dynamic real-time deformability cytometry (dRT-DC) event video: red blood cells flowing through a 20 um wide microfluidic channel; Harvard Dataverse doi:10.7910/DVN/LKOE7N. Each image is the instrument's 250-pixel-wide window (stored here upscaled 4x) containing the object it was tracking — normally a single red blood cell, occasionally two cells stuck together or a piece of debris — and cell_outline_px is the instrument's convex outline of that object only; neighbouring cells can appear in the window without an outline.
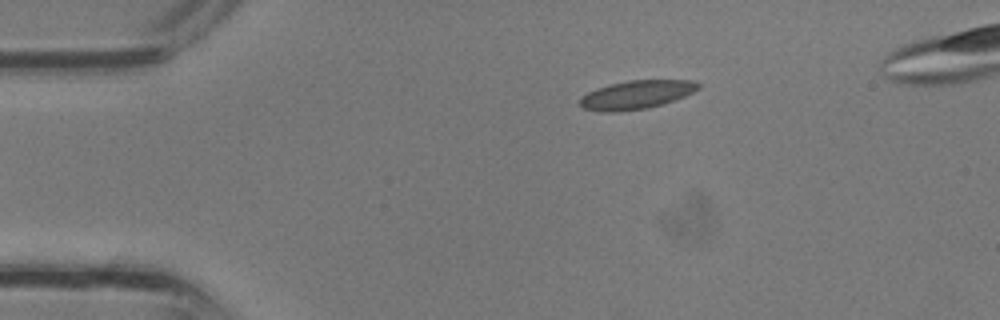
{"species": "common noctule bat (a hibernating species)", "species_latin": "Nyctalus noctula", "temperature_condition": "room temperature", "stored_images_in_passage": 8, "camera_frame_rate_fps": 3000, "um_per_image_px": 0.085, "animal": {"sex": "male", "body_mass_g": 13.3}, "frame": {"image": 1, "passage_image": 2, "time_ms": 0.333, "image_size_px": [1000, 320], "cell_outline_px": [[700, 84], [692, 92], [684, 96], [660, 104], [644, 108], [584, 108], [580, 104], [580, 100], [588, 92], [612, 84], [628, 80], [684, 80]], "centroid_in_image_um": [54.17, 7.98], "position_along_channel_um": 30.8, "area_um2": 17.86}}
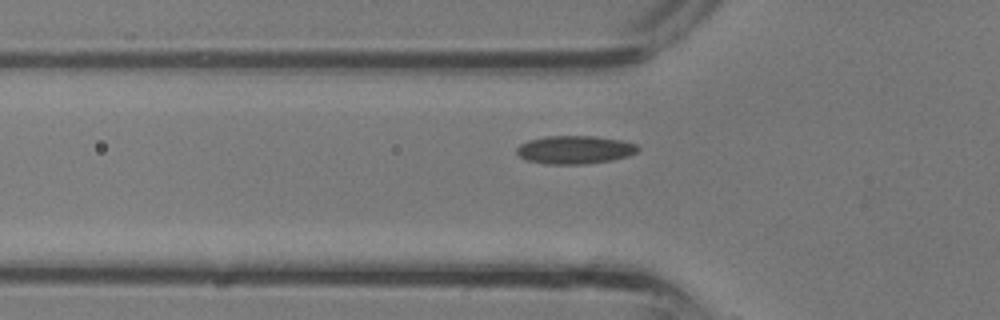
{"frame": {"image": 2, "passage_image": 7, "time_ms": 2.0, "image_size_px": [1000, 320], "cell_outline_px": [[640, 148], [636, 152], [612, 160], [580, 164], [544, 164], [528, 160], [520, 156], [516, 152], [516, 148], [520, 144], [532, 140], [548, 136], [592, 136], [616, 140], [636, 144]], "centroid_in_image_um": [48.82, 12.73], "position_along_channel_um": 77.0, "area_um2": 19.42}}